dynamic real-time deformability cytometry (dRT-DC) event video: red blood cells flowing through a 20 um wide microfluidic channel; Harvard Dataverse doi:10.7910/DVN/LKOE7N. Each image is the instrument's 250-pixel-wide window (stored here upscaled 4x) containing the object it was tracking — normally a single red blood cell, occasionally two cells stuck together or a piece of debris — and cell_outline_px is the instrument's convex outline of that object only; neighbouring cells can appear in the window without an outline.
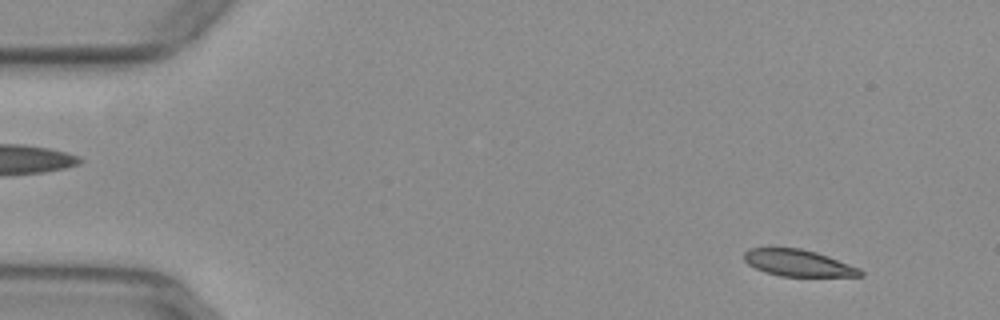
{"species": "common noctule bat (a hibernating species)", "species_latin": "Nyctalus noctula", "temperature_condition": "warm", "stored_images_in_passage": 51, "camera_frame_rate_fps": 3000, "um_per_image_px": 0.085, "animal": {"sex": "female", "body_mass_g": 29.2, "forearm_length_mm": 56.3}, "frame": {"image": 1, "passage_image": 3, "time_ms": 0.667, "image_size_px": [1000, 320], "cell_outline_px": [[864, 276], [780, 276], [764, 272], [748, 264], [744, 260], [744, 252], [748, 248], [800, 248], [816, 252], [828, 256], [860, 268], [864, 272]], "centroid_in_image_um": [67.85, 22.35], "position_along_channel_um": 17.2, "area_um2": 18.03}}
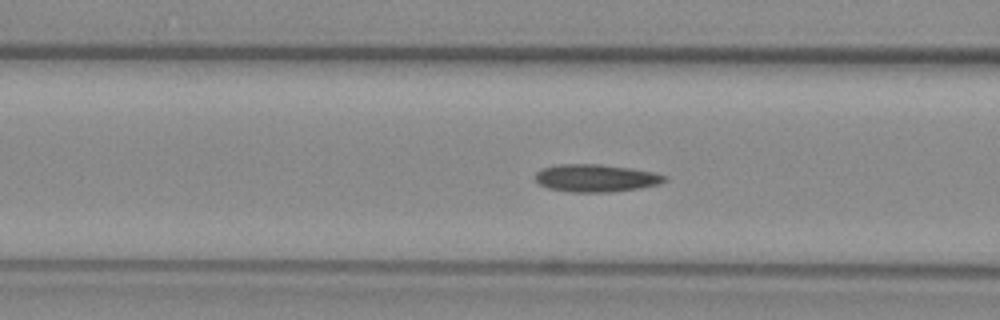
{"frame": {"image": 2, "passage_image": 19, "time_ms": 6.0, "image_size_px": [1000, 320], "cell_outline_px": [[668, 180], [660, 184], [640, 188], [608, 192], [572, 192], [548, 188], [540, 184], [536, 180], [536, 172], [540, 168], [556, 164], [600, 164], [632, 168], [652, 172], [664, 176]], "centroid_in_image_um": [50.63, 15.13], "position_along_channel_um": 116.0, "area_um2": 20.81}}
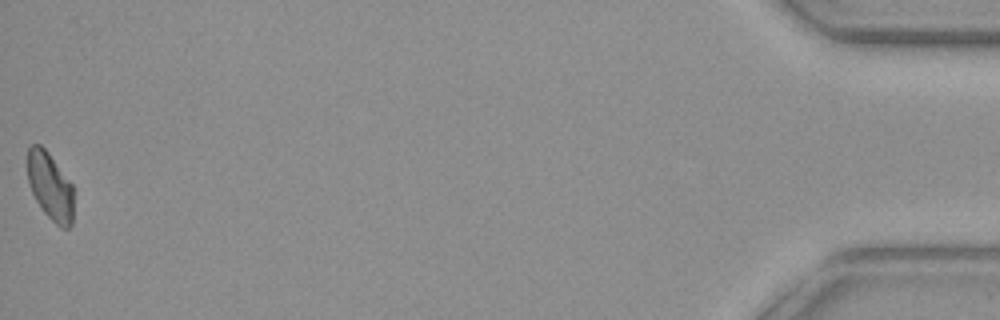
{"frame": {"image": 3, "passage_image": 51, "time_ms": 16.667, "image_size_px": [1000, 320], "cell_outline_px": [[72, 224], [68, 228], [60, 228], [40, 208], [32, 192], [28, 180], [28, 148], [32, 144], [40, 144], [48, 152], [72, 184]], "centroid_in_image_um": [4.25, 15.84], "position_along_channel_um": 430.9, "area_um2": 17.92}}